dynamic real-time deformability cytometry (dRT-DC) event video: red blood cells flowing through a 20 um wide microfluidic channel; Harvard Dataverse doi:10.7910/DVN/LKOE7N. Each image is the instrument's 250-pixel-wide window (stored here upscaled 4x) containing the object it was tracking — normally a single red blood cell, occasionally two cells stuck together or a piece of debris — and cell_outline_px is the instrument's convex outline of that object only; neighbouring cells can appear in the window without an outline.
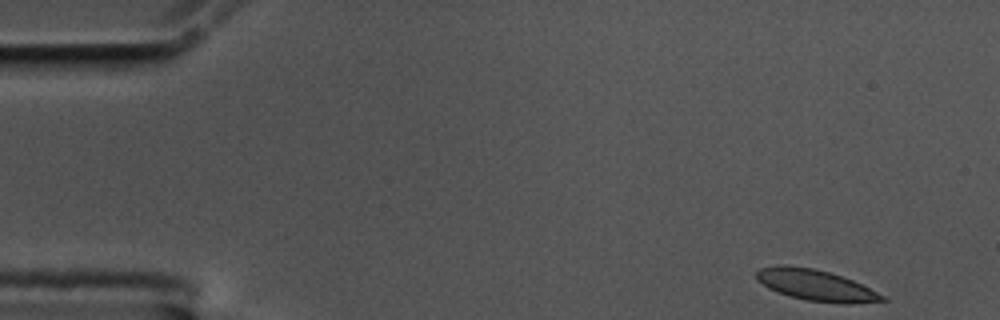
{"species": "common noctule bat (a hibernating species)", "species_latin": "Nyctalus noctula", "temperature_condition": "cold", "stored_images_in_passage": 54, "camera_frame_rate_fps": 3000, "um_per_image_px": 0.085, "animal": {"sex": "male", "body_mass_g": 17.5, "forearm_length_mm": 52.3}, "frame": {"image": 1, "passage_image": 1, "time_ms": 0.0, "image_size_px": [1000, 320], "cell_outline_px": [[888, 300], [852, 304], [840, 304], [808, 300], [792, 296], [768, 288], [756, 280], [756, 272], [760, 268], [780, 264], [784, 264], [812, 268], [828, 272], [852, 280], [884, 296]], "centroid_in_image_um": [69.31, 24.24], "position_along_channel_um": 15.7, "area_um2": 22.48}}
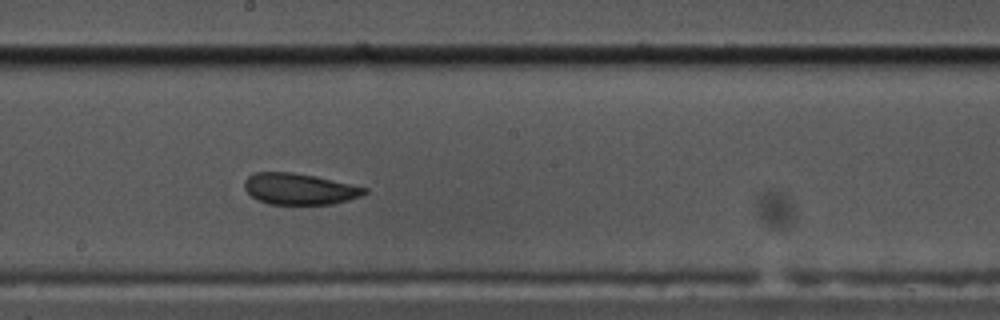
{"frame": {"image": 2, "passage_image": 28, "time_ms": 9.0, "image_size_px": [1000, 320], "cell_outline_px": [[368, 192], [360, 196], [348, 200], [332, 204], [268, 204], [252, 196], [244, 188], [244, 180], [252, 172], [292, 172], [316, 176], [352, 184], [368, 188]], "centroid_in_image_um": [25.45, 16.05], "position_along_channel_um": 222.7, "area_um2": 21.91}}
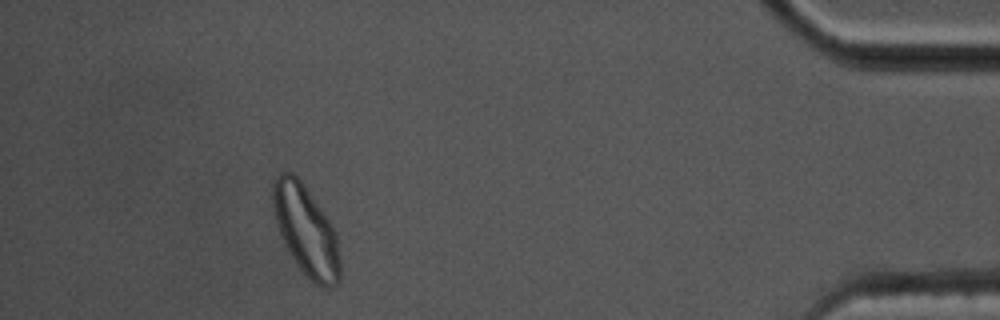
{"frame": {"image": 3, "passage_image": 49, "time_ms": 16.0, "image_size_px": [1000, 320], "cell_outline_px": [[340, 280], [332, 288], [324, 288], [316, 284], [296, 264], [284, 244], [276, 220], [272, 204], [272, 184], [276, 176], [280, 172], [292, 172], [300, 180], [332, 224], [336, 236], [340, 256]], "centroid_in_image_um": [26.01, 19.6], "position_along_channel_um": 409.2, "area_um2": 34.97}, "authors_computed_cell_mechanics": {"area_um2": 23.0622, "velocity_mm_per_s": 3.4667, "shape_relaxation_time_tau1_ms": 7.7487, "shape_relaxation_time_tau2_ms": 1.4111, "deformation_change_tau1": 0.1309, "deformation_change_tau2": 0.0638}}